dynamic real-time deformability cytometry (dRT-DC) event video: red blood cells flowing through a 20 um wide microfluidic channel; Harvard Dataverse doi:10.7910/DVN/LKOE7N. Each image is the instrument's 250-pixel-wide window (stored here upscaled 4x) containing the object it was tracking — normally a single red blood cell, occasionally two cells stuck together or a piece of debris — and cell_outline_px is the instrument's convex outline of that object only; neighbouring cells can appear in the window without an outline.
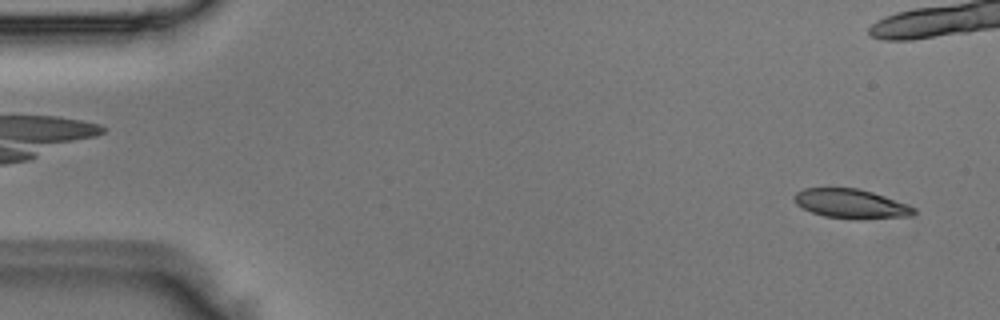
{"species": "Egyptian fruit bat (a non-hibernating species)", "species_latin": "Rousettus aegyptiacus", "temperature_condition": "room temperature", "stored_images_in_passage": 4, "camera_frame_rate_fps": 3000, "um_per_image_px": 0.085, "animal": {"sex": "male"}, "frame": {"image": 1, "passage_image": 4, "time_ms": 1.0, "image_size_px": [1000, 320], "cell_outline_px": [[916, 212], [912, 216], [824, 216], [812, 212], [796, 204], [792, 200], [792, 196], [796, 192], [804, 188], [860, 188], [908, 204], [916, 208]], "centroid_in_image_um": [72.27, 17.25], "position_along_channel_um": 12.7, "area_um2": 19.42}}